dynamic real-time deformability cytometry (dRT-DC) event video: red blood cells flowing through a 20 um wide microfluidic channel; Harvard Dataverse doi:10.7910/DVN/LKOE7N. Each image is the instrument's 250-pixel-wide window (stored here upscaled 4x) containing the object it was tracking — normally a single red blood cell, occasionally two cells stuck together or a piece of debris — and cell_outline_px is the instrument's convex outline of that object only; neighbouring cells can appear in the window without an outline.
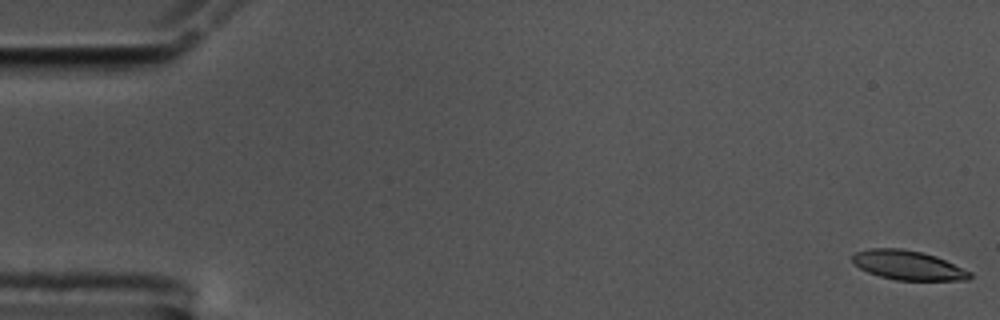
{"species": "common noctule bat (a hibernating species)", "species_latin": "Nyctalus noctula", "temperature_condition": "cold", "stored_images_in_passage": 57, "camera_frame_rate_fps": 3000, "um_per_image_px": 0.085, "animal": {"sex": "male", "body_mass_g": 17.5, "forearm_length_mm": 52.3}, "frame": {"image": 1, "passage_image": 1, "time_ms": 0.0, "image_size_px": [1000, 320], "cell_outline_px": [[972, 276], [968, 280], [896, 280], [880, 276], [868, 272], [860, 268], [852, 260], [852, 256], [856, 252], [872, 248], [900, 248], [920, 252], [936, 256], [972, 272]], "centroid_in_image_um": [77.2, 22.55], "position_along_channel_um": 7.8, "area_um2": 19.88}}
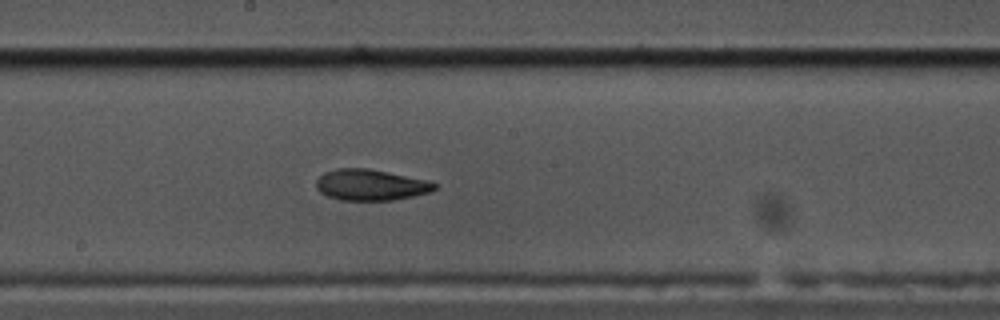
{"frame": {"image": 2, "passage_image": 31, "time_ms": 10.0, "image_size_px": [1000, 320], "cell_outline_px": [[436, 188], [432, 192], [392, 200], [340, 200], [328, 196], [320, 192], [316, 188], [316, 180], [324, 172], [340, 168], [368, 168], [428, 180], [436, 184]], "centroid_in_image_um": [31.5, 15.71], "position_along_channel_um": 216.7, "area_um2": 21.39}}
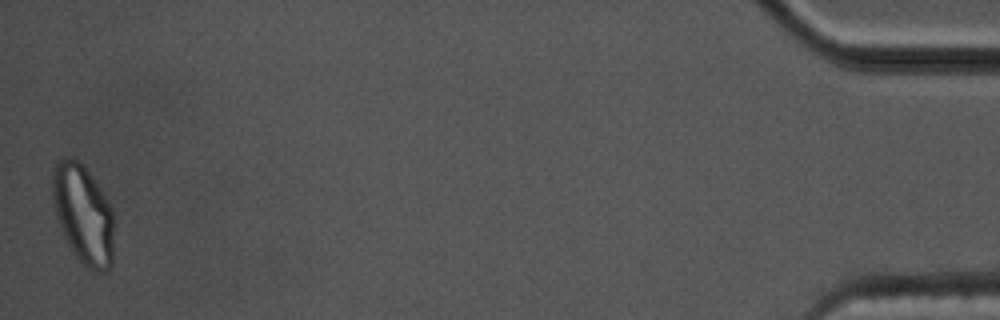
{"frame": {"image": 3, "passage_image": 57, "time_ms": 18.667, "image_size_px": [1000, 320], "cell_outline_px": [[112, 264], [104, 272], [96, 272], [88, 268], [76, 256], [68, 244], [60, 228], [56, 216], [52, 200], [52, 168], [60, 160], [68, 156], [76, 160], [92, 176], [100, 188], [112, 208]], "centroid_in_image_um": [7.05, 18.21], "position_along_channel_um": 428.2, "area_um2": 35.2}, "authors_computed_cell_mechanics": {"area_um2": 21.5594, "velocity_mm_per_s": 3.5068, "shape_relaxation_time_tau1_ms": 11.1043, "shape_relaxation_time_tau2_ms": 4.2058, "deformation_change_tau1": 0.2479, "deformation_change_tau2": 0.1051}}